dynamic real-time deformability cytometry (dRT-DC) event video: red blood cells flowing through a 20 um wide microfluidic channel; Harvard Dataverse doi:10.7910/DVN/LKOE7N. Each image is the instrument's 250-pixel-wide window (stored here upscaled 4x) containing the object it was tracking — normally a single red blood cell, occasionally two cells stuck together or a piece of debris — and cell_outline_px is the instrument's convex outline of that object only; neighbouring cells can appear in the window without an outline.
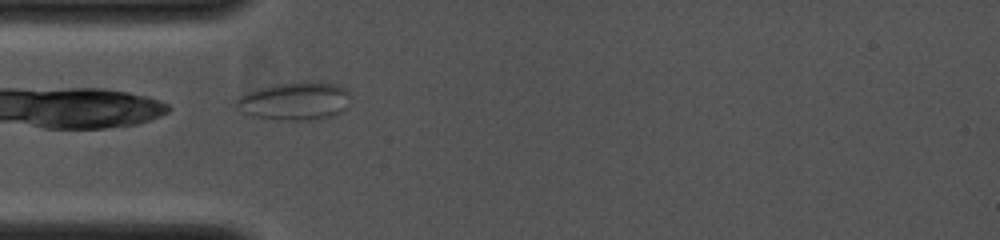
{"species": "common noctule bat (a hibernating species)", "species_latin": "Nyctalus noctula", "temperature_condition": "cold", "stored_images_in_passage": 10, "camera_frame_rate_fps": 4000, "um_per_image_px": 0.085, "animal": {"sex": "female", "body_mass_g": 19.0, "forearm_length_mm": 53.3}, "frame": {"image": 1, "passage_image": 1, "time_ms": 0.0, "image_size_px": [1000, 240], "cell_outline_px": [[352, 96], [344, 112], [324, 120], [284, 120], [252, 116], [244, 112], [236, 104], [236, 100], [244, 92], [276, 84], [336, 84], [344, 88]], "centroid_in_image_um": [25.11, 8.64], "position_along_channel_um": 59.9, "area_um2": 24.97}}
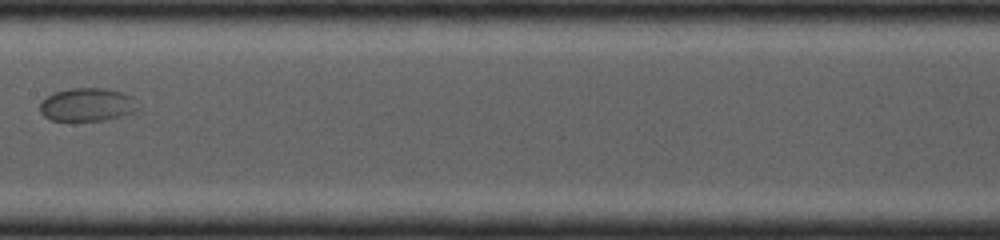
{"frame": {"image": 2, "passage_image": 7, "time_ms": 2.5, "image_size_px": [1000, 240], "cell_outline_px": [[140, 108], [136, 112], [104, 120], [52, 120], [44, 116], [40, 112], [40, 104], [52, 92], [68, 88], [104, 88], [124, 92], [132, 96]], "centroid_in_image_um": [7.45, 8.88], "position_along_channel_um": 200.0, "area_um2": 19.07}}
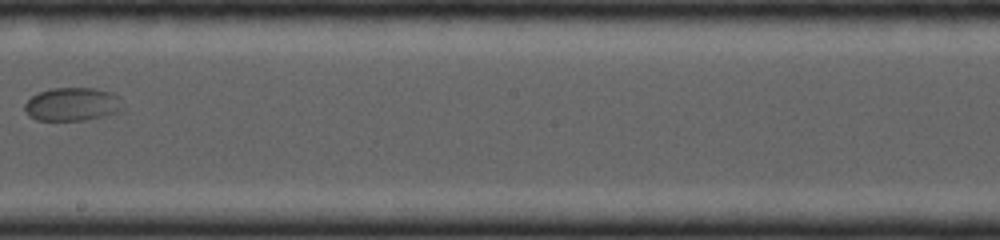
{"frame": {"image": 3, "passage_image": 9, "time_ms": 3.25, "image_size_px": [1000, 240], "cell_outline_px": [[124, 108], [116, 112], [84, 120], [36, 120], [28, 116], [24, 108], [24, 104], [32, 96], [40, 92], [52, 88], [96, 88], [112, 92], [116, 96]], "centroid_in_image_um": [6.11, 8.85], "position_along_channel_um": 242.1, "area_um2": 18.84}}